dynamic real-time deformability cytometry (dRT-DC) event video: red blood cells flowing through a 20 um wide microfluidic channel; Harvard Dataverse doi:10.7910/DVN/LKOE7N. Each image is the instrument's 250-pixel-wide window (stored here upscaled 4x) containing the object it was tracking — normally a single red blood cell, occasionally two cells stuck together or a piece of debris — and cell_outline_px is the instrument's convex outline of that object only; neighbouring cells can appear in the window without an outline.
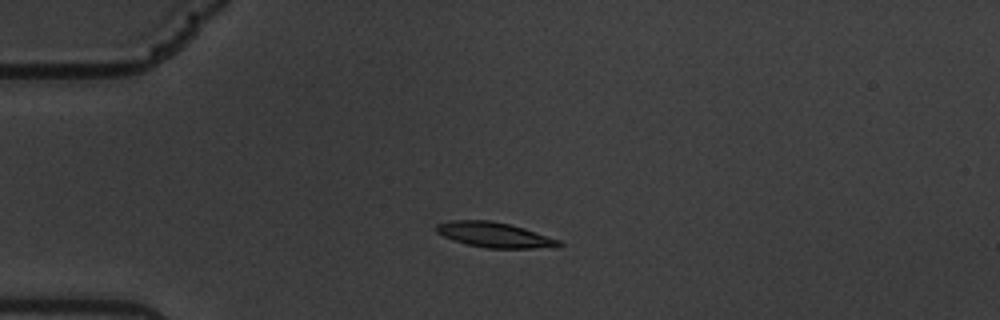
{"species": "common noctule bat (a hibernating species)", "species_latin": "Nyctalus noctula", "temperature_condition": "warm", "stored_images_in_passage": 46, "camera_frame_rate_fps": 3000, "um_per_image_px": 0.085, "animal": {"sex": "male", "body_mass_g": 19.5, "forearm_length_mm": 54.6}, "frame": {"image": 1, "passage_image": 1, "time_ms": 0.0, "image_size_px": [1000, 320], "cell_outline_px": [[564, 244], [556, 248], [488, 248], [468, 244], [444, 236], [436, 232], [436, 224], [448, 220], [492, 220], [524, 228], [560, 240]], "centroid_in_image_um": [42.07, 19.96], "position_along_channel_um": 42.9, "area_um2": 17.92}}
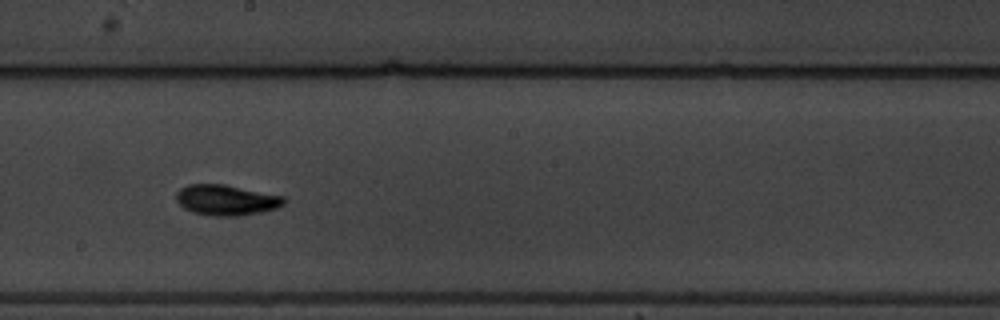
{"frame": {"image": 2, "passage_image": 20, "time_ms": 6.333, "image_size_px": [1000, 320], "cell_outline_px": [[284, 204], [276, 208], [260, 212], [236, 216], [212, 216], [192, 212], [184, 208], [176, 200], [176, 192], [180, 188], [188, 184], [224, 184], [284, 196]], "centroid_in_image_um": [19.2, 17.0], "position_along_channel_um": 229.0, "area_um2": 19.13}}
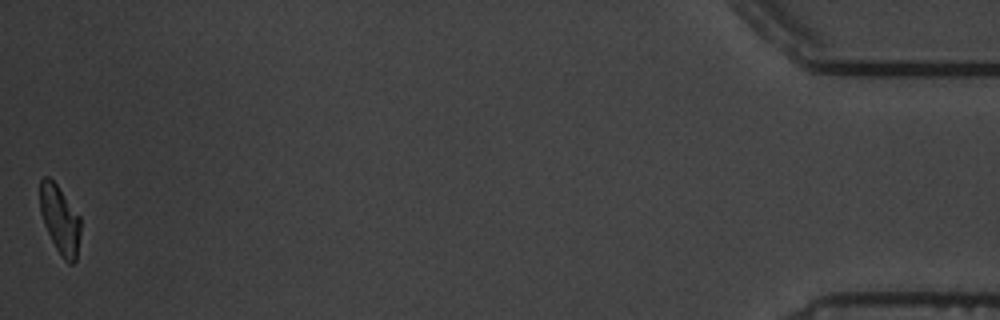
{"frame": {"image": 3, "passage_image": 46, "time_ms": 15.0, "image_size_px": [1000, 320], "cell_outline_px": [[80, 232], [76, 260], [72, 264], [68, 264], [64, 260], [56, 248], [44, 224], [40, 212], [40, 180], [44, 176], [48, 176], [56, 184], [80, 216]], "centroid_in_image_um": [5.09, 18.67], "position_along_channel_um": 430.1, "area_um2": 16.01}, "authors_computed_cell_mechanics": {"area_um2": 17.629, "velocity_mm_per_s": 3.3646, "shape_relaxation_time_tau1_ms": 3.6067, "shape_relaxation_time_tau2_ms": 6.1477, "deformation_change_tau1": 0.148, "deformation_change_tau2": 0.1232}}